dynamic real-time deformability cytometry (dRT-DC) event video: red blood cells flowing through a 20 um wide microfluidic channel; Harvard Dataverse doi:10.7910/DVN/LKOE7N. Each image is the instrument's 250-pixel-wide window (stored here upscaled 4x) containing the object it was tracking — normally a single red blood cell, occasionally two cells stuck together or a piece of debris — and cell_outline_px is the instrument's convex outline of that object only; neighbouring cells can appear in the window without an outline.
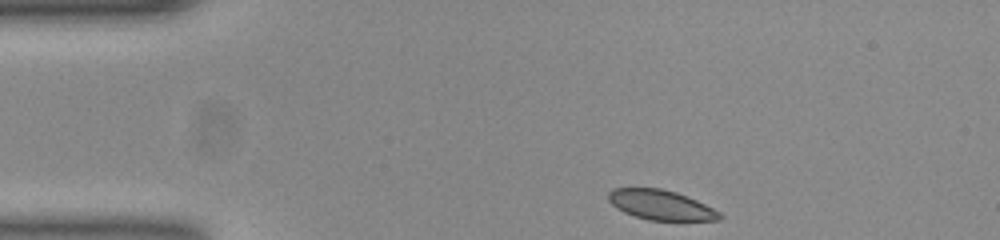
{"species": "common noctule bat (a hibernating species)", "species_latin": "Nyctalus noctula", "temperature_condition": "room temperature", "stored_images_in_passage": 37, "camera_frame_rate_fps": 3000, "um_per_image_px": 0.085, "animal": {"sex": "female", "body_mass_g": 23.0, "forearm_length_mm": 53.4}, "frame": {"image": 1, "passage_image": 1, "time_ms": 0.0, "image_size_px": [1000, 240], "cell_outline_px": [[724, 216], [720, 220], [648, 220], [624, 212], [616, 208], [608, 200], [608, 192], [612, 188], [660, 188], [676, 192], [696, 200], [720, 212]], "centroid_in_image_um": [56.16, 17.42], "position_along_channel_um": 28.8, "area_um2": 19.25}}
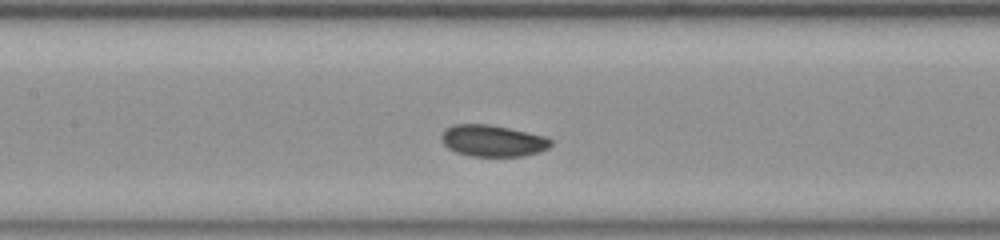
{"frame": {"image": 2, "passage_image": 16, "time_ms": 5.0, "image_size_px": [1000, 240], "cell_outline_px": [[552, 144], [548, 148], [540, 152], [524, 156], [472, 156], [456, 152], [448, 148], [440, 140], [440, 136], [444, 128], [456, 124], [488, 124], [508, 128], [544, 136], [552, 140]], "centroid_in_image_um": [41.85, 11.96], "position_along_channel_um": 165.5, "area_um2": 20.17}}
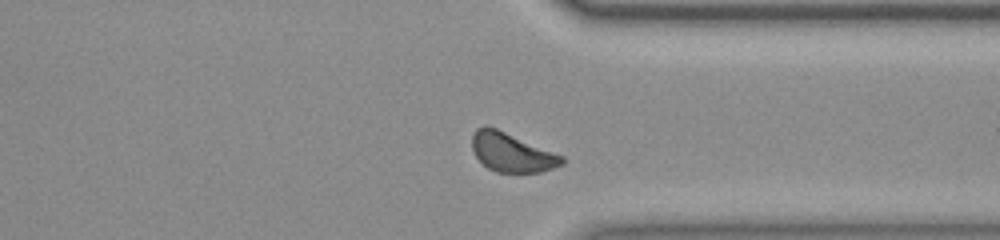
{"frame": {"image": 3, "passage_image": 32, "time_ms": 10.333, "image_size_px": [1000, 240], "cell_outline_px": [[564, 164], [540, 172], [496, 172], [488, 168], [476, 156], [472, 148], [472, 136], [476, 128], [484, 124], [496, 128], [564, 156]], "centroid_in_image_um": [43.48, 12.94], "position_along_channel_um": 367.9, "area_um2": 20.29}}